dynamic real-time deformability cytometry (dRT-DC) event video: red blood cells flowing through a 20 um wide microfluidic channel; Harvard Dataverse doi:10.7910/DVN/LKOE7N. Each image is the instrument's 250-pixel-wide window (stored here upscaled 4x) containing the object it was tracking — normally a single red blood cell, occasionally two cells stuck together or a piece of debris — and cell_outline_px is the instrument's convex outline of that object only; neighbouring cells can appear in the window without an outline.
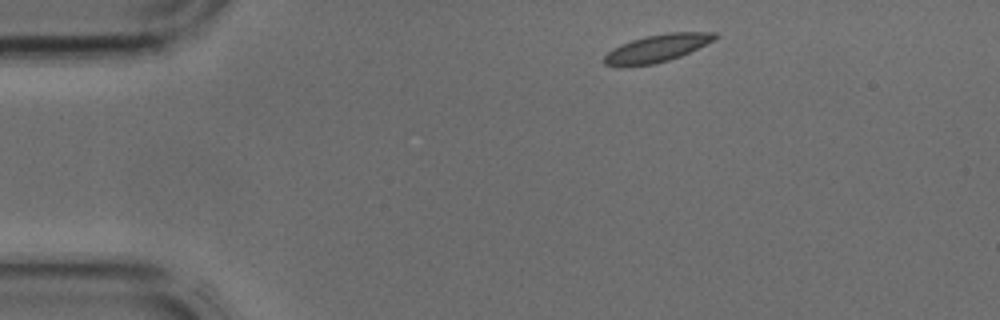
{"species": "common noctule bat (a hibernating species)", "species_latin": "Nyctalus noctula", "temperature_condition": "cold", "stored_images_in_passage": 36, "camera_frame_rate_fps": 3000, "um_per_image_px": 0.085, "animal": {"sex": "male", "body_mass_g": 17.9, "forearm_length_mm": 54.2}, "frame": {"image": 1, "passage_image": 1, "time_ms": 0.0, "image_size_px": [1000, 320], "cell_outline_px": [[720, 36], [680, 56], [668, 60], [652, 64], [604, 64], [604, 56], [612, 48], [620, 44], [644, 36], [668, 32], [716, 32]], "centroid_in_image_um": [55.88, 4.05], "position_along_channel_um": 29.1, "area_um2": 17.11}}
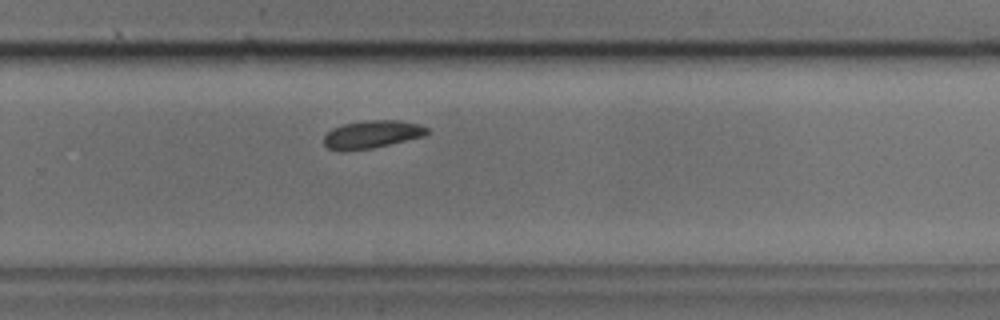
{"frame": {"image": 2, "passage_image": 22, "time_ms": 7.0, "image_size_px": [1000, 320], "cell_outline_px": [[428, 132], [424, 136], [372, 148], [344, 152], [340, 152], [328, 148], [324, 144], [324, 136], [332, 128], [344, 124], [368, 120], [400, 120], [420, 124], [428, 128]], "centroid_in_image_um": [31.6, 11.43], "position_along_channel_um": 298.2, "area_um2": 16.82}}
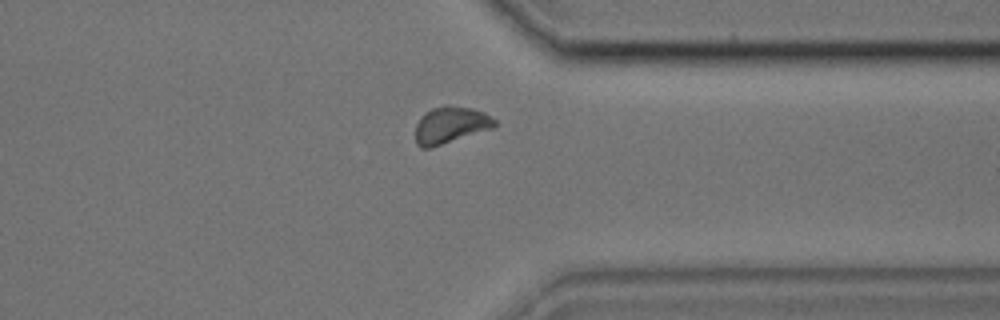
{"frame": {"image": 3, "passage_image": 27, "time_ms": 8.667, "image_size_px": [1000, 320], "cell_outline_px": [[496, 124], [492, 128], [432, 148], [420, 148], [416, 144], [416, 124], [420, 116], [424, 112], [432, 108], [444, 104], [472, 108], [484, 112], [496, 120]], "centroid_in_image_um": [38.26, 10.62], "position_along_channel_um": 373.1, "area_um2": 17.17}}